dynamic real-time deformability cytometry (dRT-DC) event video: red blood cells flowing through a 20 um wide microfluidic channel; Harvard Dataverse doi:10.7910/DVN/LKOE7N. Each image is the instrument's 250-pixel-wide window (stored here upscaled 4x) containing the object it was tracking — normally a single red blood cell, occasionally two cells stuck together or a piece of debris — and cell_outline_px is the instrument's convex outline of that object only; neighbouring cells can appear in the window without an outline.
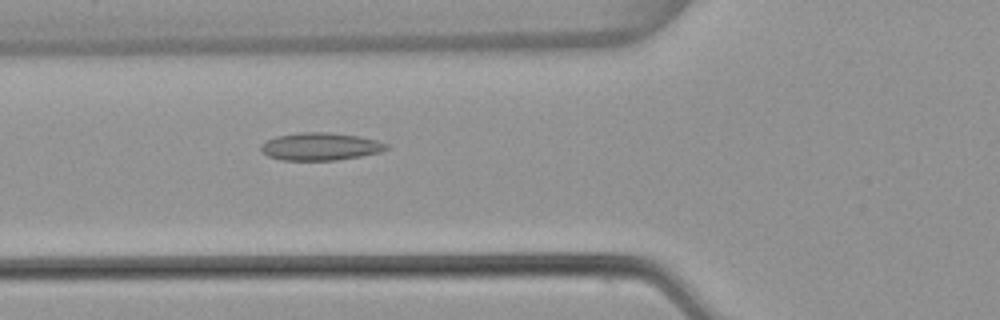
{"species": "common noctule bat (a hibernating species)", "species_latin": "Nyctalus noctula", "temperature_condition": "warm", "stored_images_in_passage": 48, "camera_frame_rate_fps": 3000, "um_per_image_px": 0.085, "animal": {"sex": "female", "body_mass_g": 22.7, "forearm_length_mm": 54.2}, "frame": {"image": 1, "passage_image": 14, "time_ms": 4.333, "image_size_px": [1000, 320], "cell_outline_px": [[388, 148], [380, 152], [360, 156], [336, 160], [284, 160], [268, 156], [260, 148], [260, 144], [276, 136], [300, 132], [328, 132], [360, 136], [376, 140], [388, 144]], "centroid_in_image_um": [27.23, 12.44], "position_along_channel_um": 98.6, "area_um2": 20.11}}
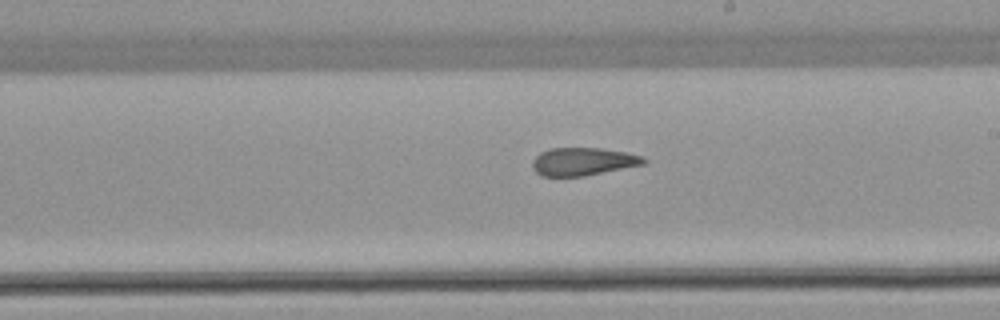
{"frame": {"image": 2, "passage_image": 25, "time_ms": 8.0, "image_size_px": [1000, 320], "cell_outline_px": [[648, 160], [644, 164], [584, 176], [540, 176], [532, 168], [532, 160], [540, 152], [548, 148], [600, 148], [624, 152], [640, 156]], "centroid_in_image_um": [49.5, 13.73], "position_along_channel_um": 239.5, "area_um2": 18.03}}
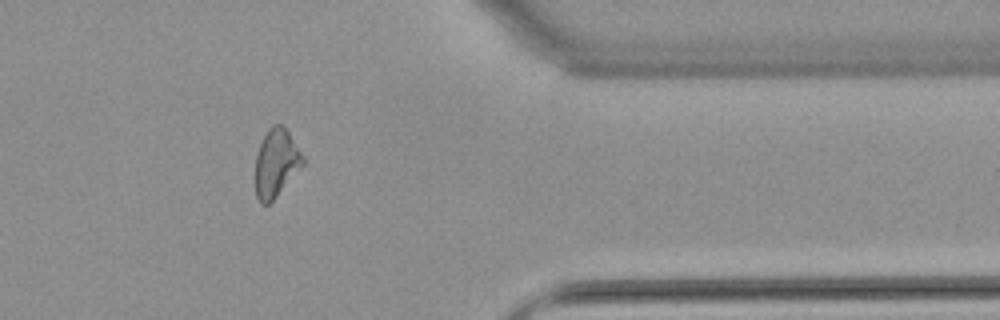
{"frame": {"image": 3, "passage_image": 38, "time_ms": 12.333, "image_size_px": [1000, 320], "cell_outline_px": [[304, 164], [276, 196], [268, 204], [260, 204], [256, 196], [256, 156], [260, 144], [268, 128], [272, 124], [280, 124], [288, 132], [304, 156]], "centroid_in_image_um": [23.47, 13.85], "position_along_channel_um": 387.9, "area_um2": 18.5}, "authors_computed_cell_mechanics": {"area_um2": 19.3052, "velocity_mm_per_s": 3.8449, "shape_relaxation_time_tau1_ms": null, "shape_relaxation_time_tau2_ms": 2.4525, "deformation_change_tau1": null, "deformation_change_tau2": 0.1164}}